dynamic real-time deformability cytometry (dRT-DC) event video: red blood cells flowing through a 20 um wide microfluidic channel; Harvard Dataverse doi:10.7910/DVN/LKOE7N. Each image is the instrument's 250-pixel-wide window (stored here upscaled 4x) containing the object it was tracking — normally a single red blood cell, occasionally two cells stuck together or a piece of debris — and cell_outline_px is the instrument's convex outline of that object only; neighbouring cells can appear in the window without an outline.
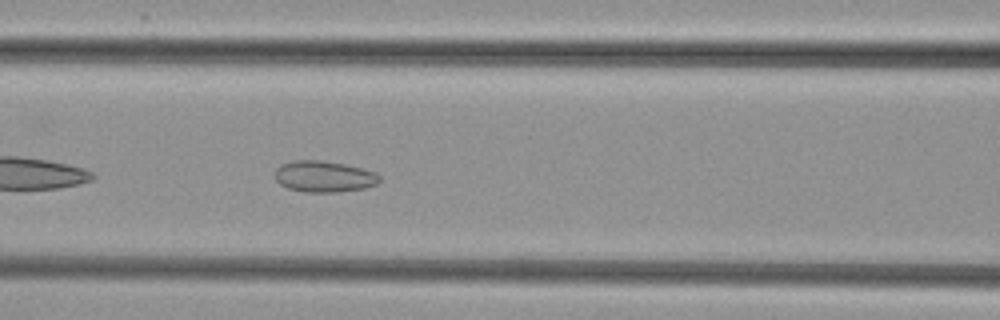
{"species": "common noctule bat (a hibernating species)", "species_latin": "Nyctalus noctula", "temperature_condition": "cold", "stored_images_in_passage": 39, "segment_of_instrument_passage": [1, 2], "camera_frame_rate_fps": 3000, "um_per_image_px": 0.085, "animal": {"sex": "female", "body_mass_g": 29.2, "forearm_length_mm": 56.3}, "frame": {"image": 1, "passage_image": 8, "time_ms": 2.333, "image_size_px": [1000, 320], "cell_outline_px": [[380, 180], [376, 184], [364, 188], [336, 192], [304, 192], [288, 188], [280, 184], [276, 180], [276, 168], [280, 164], [296, 160], [320, 160], [344, 164], [376, 172], [380, 176]], "centroid_in_image_um": [27.53, 15.0], "position_along_channel_um": 139.1, "area_um2": 18.96}}
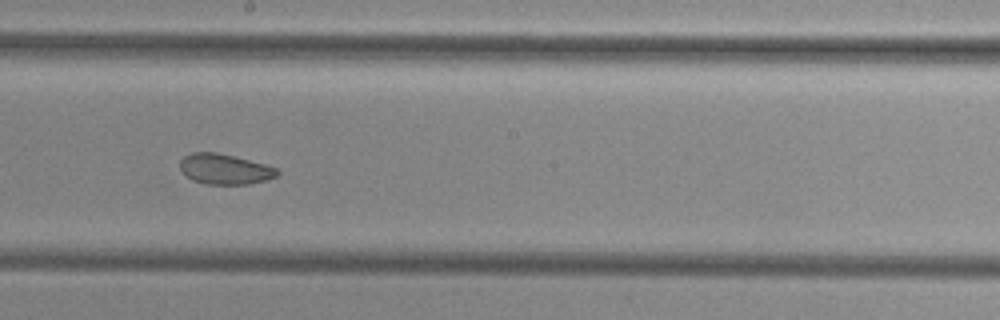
{"frame": {"image": 2, "passage_image": 15, "time_ms": 4.667, "image_size_px": [1000, 320], "cell_outline_px": [[280, 172], [276, 176], [264, 180], [248, 184], [208, 184], [192, 180], [180, 168], [180, 160], [184, 156], [192, 152], [216, 152], [264, 164], [276, 168]], "centroid_in_image_um": [19.08, 14.37], "position_along_channel_um": 229.1, "area_um2": 16.88}}
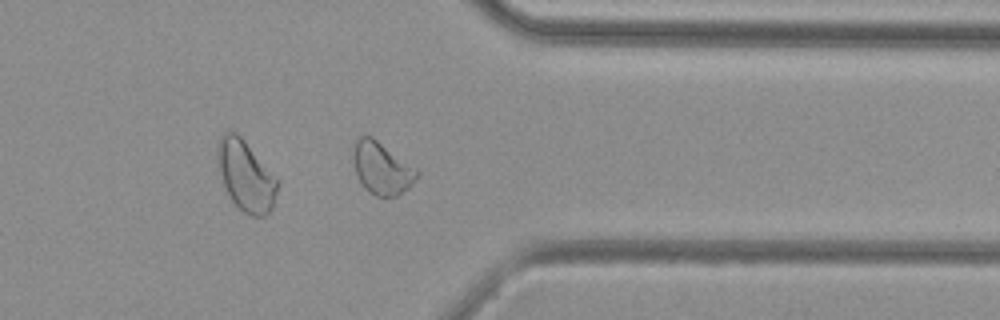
{"frame": {"image": 3, "passage_image": 27, "time_ms": 8.667, "image_size_px": [1000, 320], "cell_outline_px": [[420, 172], [408, 188], [396, 196], [376, 196], [368, 192], [364, 188], [356, 176], [352, 156], [352, 152], [356, 140], [360, 136], [372, 136], [416, 168]], "centroid_in_image_um": [32.41, 14.29], "position_along_channel_um": 379.0, "area_um2": 19.36}}